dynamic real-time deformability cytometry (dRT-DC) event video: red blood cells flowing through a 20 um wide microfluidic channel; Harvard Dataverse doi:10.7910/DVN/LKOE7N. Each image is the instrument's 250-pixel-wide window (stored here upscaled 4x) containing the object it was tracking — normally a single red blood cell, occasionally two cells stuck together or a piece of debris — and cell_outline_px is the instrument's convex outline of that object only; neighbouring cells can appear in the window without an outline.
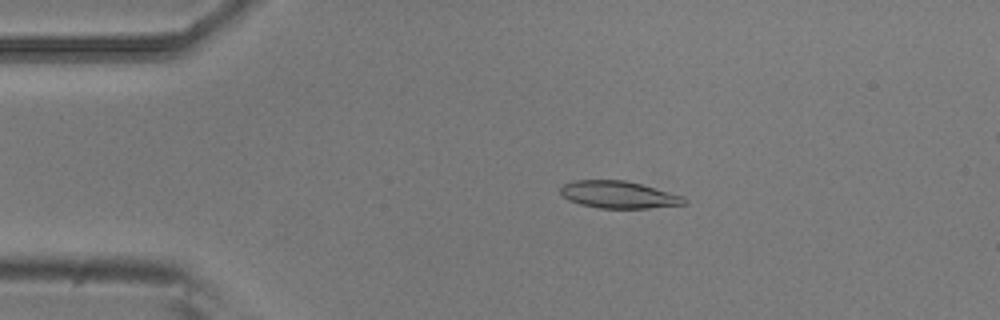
{"species": "common noctule bat (a hibernating species)", "species_latin": "Nyctalus noctula", "temperature_condition": "room temperature", "stored_images_in_passage": 4, "camera_frame_rate_fps": 3000, "um_per_image_px": 0.085, "animal": {"sex": "male", "body_mass_g": 20.5, "forearm_length_mm": 52.5}, "frame": {"image": 1, "passage_image": 3, "time_ms": 0.667, "image_size_px": [1000, 320], "cell_outline_px": [[688, 204], [648, 208], [600, 208], [580, 204], [568, 200], [560, 192], [560, 188], [564, 184], [572, 180], [624, 180], [640, 184], [684, 196], [688, 200]], "centroid_in_image_um": [52.6, 16.55], "position_along_channel_um": 32.4, "area_um2": 19.59}}